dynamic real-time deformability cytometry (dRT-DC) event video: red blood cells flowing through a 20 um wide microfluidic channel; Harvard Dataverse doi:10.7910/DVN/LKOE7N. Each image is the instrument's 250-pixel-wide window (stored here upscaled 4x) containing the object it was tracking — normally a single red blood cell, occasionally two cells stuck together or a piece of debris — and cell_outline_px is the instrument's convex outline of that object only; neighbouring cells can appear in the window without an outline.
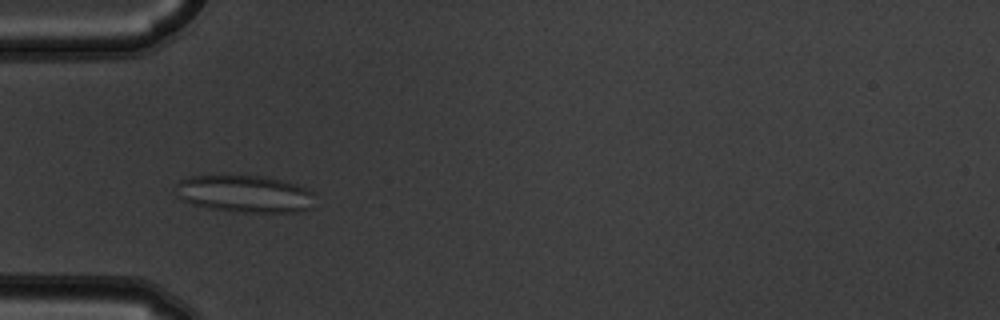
{"species": "common noctule bat (a hibernating species)", "species_latin": "Nyctalus noctula", "temperature_condition": "warm", "stored_images_in_passage": 6, "camera_frame_rate_fps": 3000, "um_per_image_px": 0.085, "animal": {"sex": "male", "body_mass_g": 19.5, "forearm_length_mm": 54.6}, "frame": {"image": 1, "passage_image": 5, "time_ms": 1.333, "image_size_px": [1000, 320], "cell_outline_px": [[316, 208], [300, 212], [236, 212], [208, 208], [192, 204], [184, 200], [180, 196], [176, 184], [180, 180], [188, 176], [264, 176], [284, 180], [308, 188], [312, 192]], "centroid_in_image_um": [20.9, 16.49], "position_along_channel_um": 64.1, "area_um2": 30.4}}
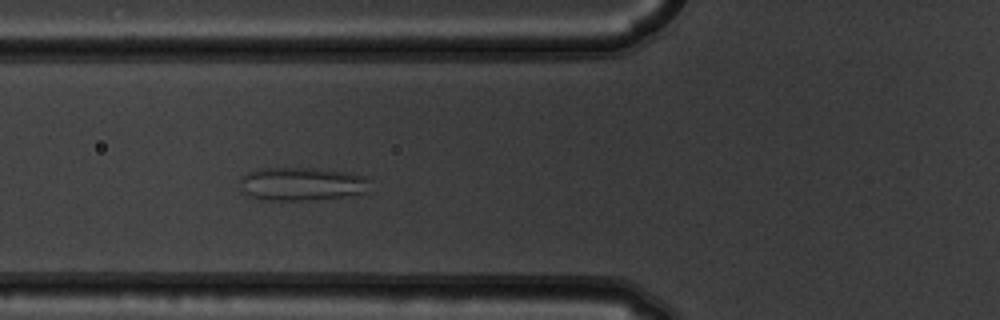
{"frame": {"image": 2, "passage_image": 6, "time_ms": 1.667, "image_size_px": [1000, 320], "cell_outline_px": [[372, 180], [368, 192], [356, 196], [304, 200], [260, 200], [244, 192], [240, 180], [240, 176], [248, 172], [260, 168], [316, 168], [348, 172], [368, 176]], "centroid_in_image_um": [25.76, 15.63], "position_along_channel_um": 100.0, "area_um2": 25.84}}